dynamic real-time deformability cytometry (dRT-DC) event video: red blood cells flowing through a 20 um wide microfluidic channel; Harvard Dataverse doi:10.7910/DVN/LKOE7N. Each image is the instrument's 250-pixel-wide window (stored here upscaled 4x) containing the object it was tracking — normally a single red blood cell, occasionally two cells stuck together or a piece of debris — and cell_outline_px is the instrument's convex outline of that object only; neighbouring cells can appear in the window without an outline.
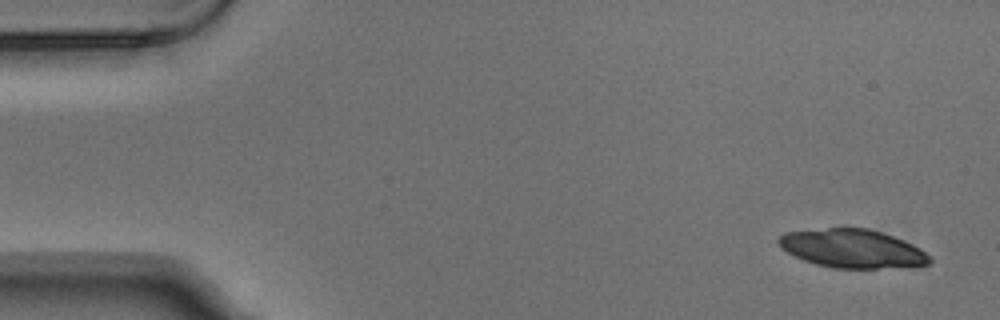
{"species": "Egyptian fruit bat (a non-hibernating species)", "species_latin": "Rousettus aegyptiacus", "temperature_condition": "warm", "stored_images_in_passage": 5, "camera_frame_rate_fps": 3000, "um_per_image_px": 0.085, "animal": {"sex": "male"}, "frame": {"image": 1, "passage_image": 1, "time_ms": 0.0, "image_size_px": [1000, 320], "cell_outline_px": [[932, 260], [928, 264], [876, 268], [832, 268], [816, 264], [804, 260], [780, 248], [776, 240], [784, 232], [828, 228], [868, 228], [904, 240], [920, 248]], "centroid_in_image_um": [72.39, 21.12], "position_along_channel_um": 12.6, "area_um2": 33.52}}